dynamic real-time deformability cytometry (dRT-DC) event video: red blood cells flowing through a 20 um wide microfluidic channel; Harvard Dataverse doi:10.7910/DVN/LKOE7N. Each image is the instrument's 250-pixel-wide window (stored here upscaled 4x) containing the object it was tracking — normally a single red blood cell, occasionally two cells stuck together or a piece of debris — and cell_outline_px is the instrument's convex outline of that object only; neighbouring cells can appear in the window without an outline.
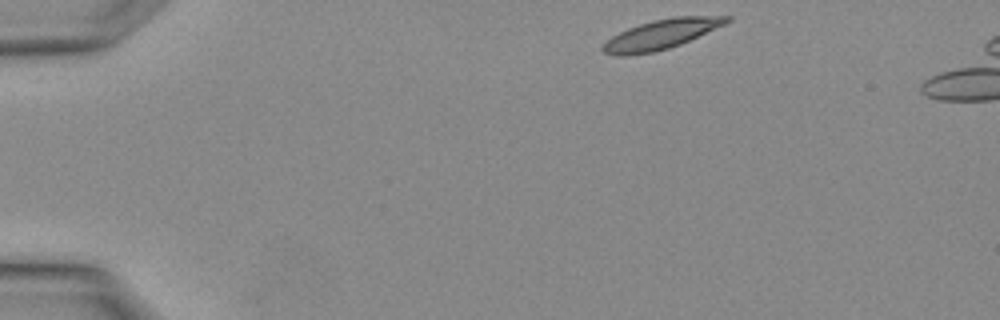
{"species": "Egyptian fruit bat (a non-hibernating species)", "species_latin": "Rousettus aegyptiacus", "temperature_condition": "warm", "stored_images_in_passage": 2, "camera_frame_rate_fps": 3000, "um_per_image_px": 0.085, "animal": {"sex": "female"}, "frame": {"image": 1, "passage_image": 1, "time_ms": 0.0, "image_size_px": [1000, 320], "cell_outline_px": [[732, 20], [724, 24], [680, 44], [668, 48], [652, 52], [628, 56], [616, 56], [604, 52], [600, 48], [612, 36], [628, 28], [652, 20], [672, 16], [732, 16]], "centroid_in_image_um": [56.17, 2.91], "position_along_channel_um": 28.8, "area_um2": 21.15}}